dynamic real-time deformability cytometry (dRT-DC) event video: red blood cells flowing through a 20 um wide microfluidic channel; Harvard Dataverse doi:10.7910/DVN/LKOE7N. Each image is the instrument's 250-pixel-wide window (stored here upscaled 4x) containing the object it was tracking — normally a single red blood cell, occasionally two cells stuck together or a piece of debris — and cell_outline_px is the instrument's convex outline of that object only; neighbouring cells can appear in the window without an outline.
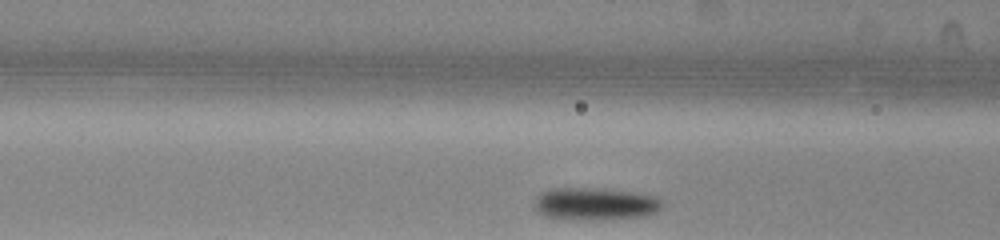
{"species": "common noctule bat (a hibernating species)", "species_latin": "Nyctalus noctula", "temperature_condition": "warm", "stored_images_in_passage": 12, "camera_frame_rate_fps": 3000, "um_per_image_px": 0.085, "animal": {"sex": "male", "body_mass_g": 13.0, "forearm_length_mm": 53.1}, "frame": {"image": 1, "passage_image": 3, "time_ms": 0.667, "image_size_px": [1000, 240], "cell_outline_px": [[664, 208], [648, 216], [616, 220], [552, 220], [540, 216], [536, 212], [532, 204], [532, 200], [540, 192], [552, 188], [604, 188], [636, 192], [652, 196], [664, 200]], "centroid_in_image_um": [50.53, 17.36], "position_along_channel_um": 116.1, "area_um2": 25.78}}
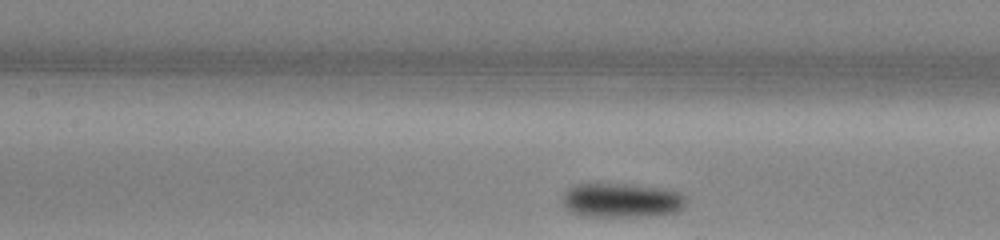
{"frame": {"image": 2, "passage_image": 6, "time_ms": 1.667, "image_size_px": [1000, 240], "cell_outline_px": [[688, 200], [684, 208], [680, 212], [664, 216], [608, 220], [600, 220], [572, 216], [564, 208], [560, 200], [560, 196], [572, 184], [636, 184], [664, 188], [680, 192], [688, 196]], "centroid_in_image_um": [52.81, 17.11], "position_along_channel_um": 154.6, "area_um2": 27.51}}
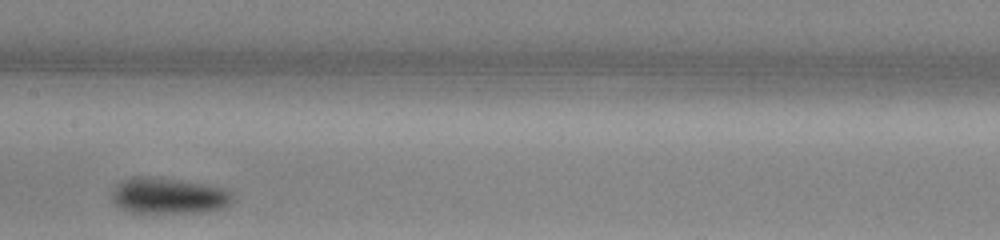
{"frame": {"image": 3, "passage_image": 9, "time_ms": 2.667, "image_size_px": [1000, 240], "cell_outline_px": [[236, 200], [232, 204], [216, 212], [168, 216], [128, 216], [112, 200], [112, 188], [120, 180], [128, 176], [160, 176], [228, 188], [236, 196]], "centroid_in_image_um": [14.34, 16.72], "position_along_channel_um": 193.1, "area_um2": 28.44}}